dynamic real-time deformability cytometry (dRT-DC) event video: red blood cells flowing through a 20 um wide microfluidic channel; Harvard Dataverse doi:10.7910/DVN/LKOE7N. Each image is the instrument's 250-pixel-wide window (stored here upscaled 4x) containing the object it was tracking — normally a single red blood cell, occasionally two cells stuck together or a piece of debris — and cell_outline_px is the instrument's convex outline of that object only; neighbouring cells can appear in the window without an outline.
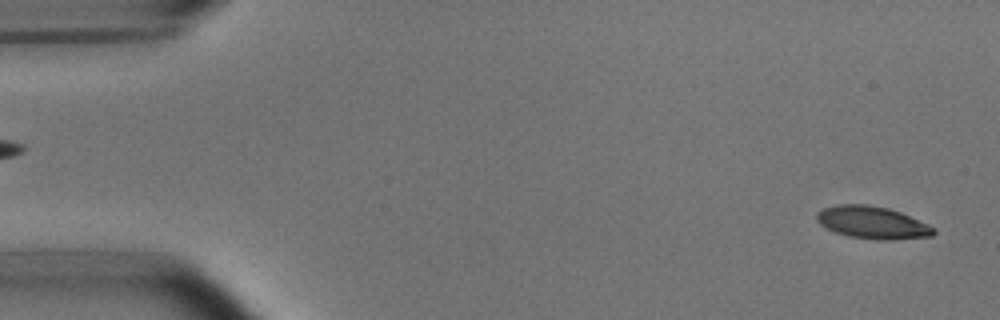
{"species": "common noctule bat (a hibernating species)", "species_latin": "Nyctalus noctula", "temperature_condition": "room temperature", "stored_images_in_passage": 53, "camera_frame_rate_fps": 3000, "um_per_image_px": 0.085, "animal": {"sex": "male", "body_mass_g": 15.6}, "frame": {"image": 1, "passage_image": 2, "time_ms": 0.333, "image_size_px": [1000, 320], "cell_outline_px": [[936, 232], [932, 236], [892, 240], [876, 240], [848, 236], [836, 232], [820, 224], [816, 220], [816, 212], [824, 208], [836, 204], [868, 204], [888, 208], [900, 212], [928, 224], [936, 228]], "centroid_in_image_um": [74.16, 18.91], "position_along_channel_um": 10.8, "area_um2": 22.2}}
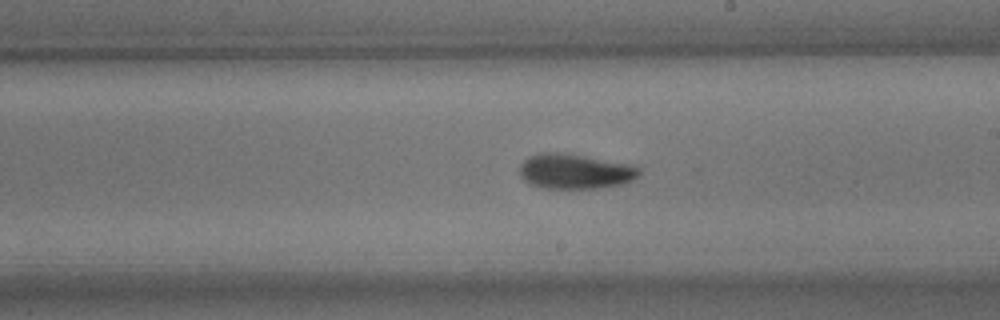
{"frame": {"image": 2, "passage_image": 30, "time_ms": 9.667, "image_size_px": [1000, 320], "cell_outline_px": [[640, 176], [632, 180], [620, 184], [596, 188], [540, 188], [524, 180], [520, 176], [520, 164], [528, 156], [540, 152], [556, 152], [584, 156], [628, 164], [640, 168]], "centroid_in_image_um": [48.84, 14.56], "position_along_channel_um": 240.2, "area_um2": 24.22}}
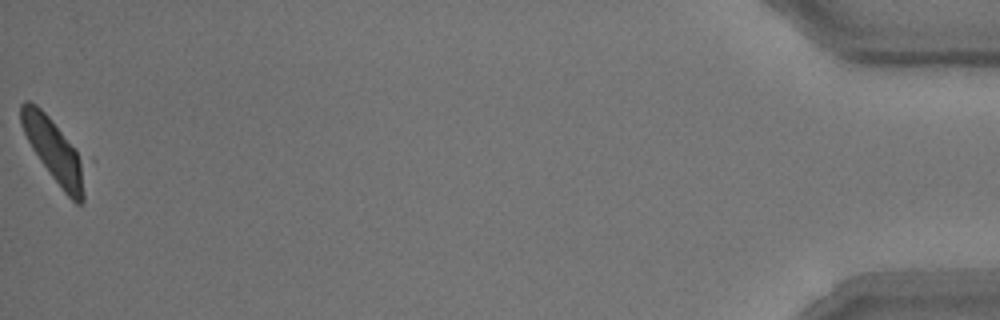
{"frame": {"image": 3, "passage_image": 53, "time_ms": 17.333, "image_size_px": [1000, 320], "cell_outline_px": [[84, 204], [76, 204], [64, 192], [40, 160], [32, 148], [20, 124], [20, 104], [24, 100], [28, 100], [36, 104], [48, 116], [76, 148], [80, 160], [84, 192]], "centroid_in_image_um": [4.53, 12.76], "position_along_channel_um": 430.7, "area_um2": 22.66}, "authors_computed_cell_mechanics": {"area_um2": 23.3512, "velocity_mm_per_s": 3.7405, "shape_relaxation_time_tau1_ms": 3.0296, "shape_relaxation_time_tau2_ms": 2.0036, "deformation_change_tau1": 0.1531, "deformation_change_tau2": 0.0621}}